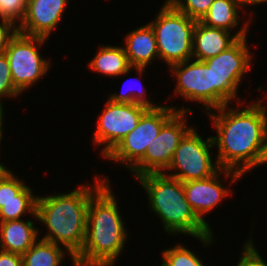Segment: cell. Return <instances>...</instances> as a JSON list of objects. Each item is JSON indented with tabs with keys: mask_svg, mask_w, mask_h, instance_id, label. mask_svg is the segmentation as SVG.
Returning <instances> with one entry per match:
<instances>
[{
	"mask_svg": "<svg viewBox=\"0 0 267 266\" xmlns=\"http://www.w3.org/2000/svg\"><path fill=\"white\" fill-rule=\"evenodd\" d=\"M262 100L250 101L251 105L242 110L226 104L214 109L217 114L212 110L207 112L217 132L212 138L214 146L218 147L215 160L221 169L242 176L254 169L267 127V107Z\"/></svg>",
	"mask_w": 267,
	"mask_h": 266,
	"instance_id": "obj_1",
	"label": "cell"
},
{
	"mask_svg": "<svg viewBox=\"0 0 267 266\" xmlns=\"http://www.w3.org/2000/svg\"><path fill=\"white\" fill-rule=\"evenodd\" d=\"M4 168H5V166H4L2 163H0V172H1Z\"/></svg>",
	"mask_w": 267,
	"mask_h": 266,
	"instance_id": "obj_34",
	"label": "cell"
},
{
	"mask_svg": "<svg viewBox=\"0 0 267 266\" xmlns=\"http://www.w3.org/2000/svg\"><path fill=\"white\" fill-rule=\"evenodd\" d=\"M238 7L242 10V7L244 8V6H254V5H258V4H264L267 2V0H233Z\"/></svg>",
	"mask_w": 267,
	"mask_h": 266,
	"instance_id": "obj_32",
	"label": "cell"
},
{
	"mask_svg": "<svg viewBox=\"0 0 267 266\" xmlns=\"http://www.w3.org/2000/svg\"><path fill=\"white\" fill-rule=\"evenodd\" d=\"M249 19L244 21L235 35L231 32L221 29L212 28L197 21L192 43V59L205 61L211 57L217 56L224 50L232 46L239 38L247 36L249 33Z\"/></svg>",
	"mask_w": 267,
	"mask_h": 266,
	"instance_id": "obj_15",
	"label": "cell"
},
{
	"mask_svg": "<svg viewBox=\"0 0 267 266\" xmlns=\"http://www.w3.org/2000/svg\"><path fill=\"white\" fill-rule=\"evenodd\" d=\"M95 184H81L77 189L63 194L38 196L36 203L37 220L48 228V233L41 239L65 248L72 264L76 266L75 257L81 252L87 225V210L91 196L106 182L95 176Z\"/></svg>",
	"mask_w": 267,
	"mask_h": 266,
	"instance_id": "obj_2",
	"label": "cell"
},
{
	"mask_svg": "<svg viewBox=\"0 0 267 266\" xmlns=\"http://www.w3.org/2000/svg\"><path fill=\"white\" fill-rule=\"evenodd\" d=\"M124 40L123 48L132 68H146L155 57L159 59L155 33L149 23L129 32Z\"/></svg>",
	"mask_w": 267,
	"mask_h": 266,
	"instance_id": "obj_16",
	"label": "cell"
},
{
	"mask_svg": "<svg viewBox=\"0 0 267 266\" xmlns=\"http://www.w3.org/2000/svg\"><path fill=\"white\" fill-rule=\"evenodd\" d=\"M22 93L14 86L9 62L5 53L0 54V104L2 98L18 97ZM6 97V98H5Z\"/></svg>",
	"mask_w": 267,
	"mask_h": 266,
	"instance_id": "obj_25",
	"label": "cell"
},
{
	"mask_svg": "<svg viewBox=\"0 0 267 266\" xmlns=\"http://www.w3.org/2000/svg\"><path fill=\"white\" fill-rule=\"evenodd\" d=\"M47 40L44 37L29 36L18 31L9 41L4 53L9 62L14 86L21 93L29 87L32 88V85L49 72L50 59L45 60L38 50Z\"/></svg>",
	"mask_w": 267,
	"mask_h": 266,
	"instance_id": "obj_9",
	"label": "cell"
},
{
	"mask_svg": "<svg viewBox=\"0 0 267 266\" xmlns=\"http://www.w3.org/2000/svg\"><path fill=\"white\" fill-rule=\"evenodd\" d=\"M68 0H28L18 31L25 35L48 37L63 18Z\"/></svg>",
	"mask_w": 267,
	"mask_h": 266,
	"instance_id": "obj_14",
	"label": "cell"
},
{
	"mask_svg": "<svg viewBox=\"0 0 267 266\" xmlns=\"http://www.w3.org/2000/svg\"><path fill=\"white\" fill-rule=\"evenodd\" d=\"M248 241V242H247ZM242 249L241 257L236 266H267V263L254 246L252 237L247 240Z\"/></svg>",
	"mask_w": 267,
	"mask_h": 266,
	"instance_id": "obj_28",
	"label": "cell"
},
{
	"mask_svg": "<svg viewBox=\"0 0 267 266\" xmlns=\"http://www.w3.org/2000/svg\"><path fill=\"white\" fill-rule=\"evenodd\" d=\"M2 4H3V0H0V7L2 6Z\"/></svg>",
	"mask_w": 267,
	"mask_h": 266,
	"instance_id": "obj_36",
	"label": "cell"
},
{
	"mask_svg": "<svg viewBox=\"0 0 267 266\" xmlns=\"http://www.w3.org/2000/svg\"><path fill=\"white\" fill-rule=\"evenodd\" d=\"M267 92V91H266ZM263 99L265 100V99H267V93L265 94V96H263Z\"/></svg>",
	"mask_w": 267,
	"mask_h": 266,
	"instance_id": "obj_35",
	"label": "cell"
},
{
	"mask_svg": "<svg viewBox=\"0 0 267 266\" xmlns=\"http://www.w3.org/2000/svg\"><path fill=\"white\" fill-rule=\"evenodd\" d=\"M27 185L6 167L0 172V209L9 201H19V193Z\"/></svg>",
	"mask_w": 267,
	"mask_h": 266,
	"instance_id": "obj_23",
	"label": "cell"
},
{
	"mask_svg": "<svg viewBox=\"0 0 267 266\" xmlns=\"http://www.w3.org/2000/svg\"><path fill=\"white\" fill-rule=\"evenodd\" d=\"M175 9L195 21H201L214 0H167Z\"/></svg>",
	"mask_w": 267,
	"mask_h": 266,
	"instance_id": "obj_24",
	"label": "cell"
},
{
	"mask_svg": "<svg viewBox=\"0 0 267 266\" xmlns=\"http://www.w3.org/2000/svg\"><path fill=\"white\" fill-rule=\"evenodd\" d=\"M38 232L31 219L0 222V250L23 255L38 240Z\"/></svg>",
	"mask_w": 267,
	"mask_h": 266,
	"instance_id": "obj_17",
	"label": "cell"
},
{
	"mask_svg": "<svg viewBox=\"0 0 267 266\" xmlns=\"http://www.w3.org/2000/svg\"><path fill=\"white\" fill-rule=\"evenodd\" d=\"M0 54L4 53L11 38L18 32L17 25L13 22L0 19Z\"/></svg>",
	"mask_w": 267,
	"mask_h": 266,
	"instance_id": "obj_29",
	"label": "cell"
},
{
	"mask_svg": "<svg viewBox=\"0 0 267 266\" xmlns=\"http://www.w3.org/2000/svg\"><path fill=\"white\" fill-rule=\"evenodd\" d=\"M95 57L89 62V67L96 73L103 76L118 77L127 75L132 70H136L142 76L145 68H132L128 62L123 46H99Z\"/></svg>",
	"mask_w": 267,
	"mask_h": 266,
	"instance_id": "obj_18",
	"label": "cell"
},
{
	"mask_svg": "<svg viewBox=\"0 0 267 266\" xmlns=\"http://www.w3.org/2000/svg\"><path fill=\"white\" fill-rule=\"evenodd\" d=\"M266 163H267V127L263 134L259 155H258L256 164L254 165V168L255 167L257 168L259 165H262V164L264 165Z\"/></svg>",
	"mask_w": 267,
	"mask_h": 266,
	"instance_id": "obj_31",
	"label": "cell"
},
{
	"mask_svg": "<svg viewBox=\"0 0 267 266\" xmlns=\"http://www.w3.org/2000/svg\"><path fill=\"white\" fill-rule=\"evenodd\" d=\"M247 37L239 38L228 49L203 61L212 68L214 109L231 104L232 100L240 98L237 97L240 81H243L245 73L250 72L253 62V53L250 52Z\"/></svg>",
	"mask_w": 267,
	"mask_h": 266,
	"instance_id": "obj_6",
	"label": "cell"
},
{
	"mask_svg": "<svg viewBox=\"0 0 267 266\" xmlns=\"http://www.w3.org/2000/svg\"><path fill=\"white\" fill-rule=\"evenodd\" d=\"M169 69L177 81L175 95H181L187 101L203 104L207 112L214 109L212 68L203 61L190 59L174 64Z\"/></svg>",
	"mask_w": 267,
	"mask_h": 266,
	"instance_id": "obj_12",
	"label": "cell"
},
{
	"mask_svg": "<svg viewBox=\"0 0 267 266\" xmlns=\"http://www.w3.org/2000/svg\"><path fill=\"white\" fill-rule=\"evenodd\" d=\"M65 248L50 241L38 239L23 255V266H60Z\"/></svg>",
	"mask_w": 267,
	"mask_h": 266,
	"instance_id": "obj_20",
	"label": "cell"
},
{
	"mask_svg": "<svg viewBox=\"0 0 267 266\" xmlns=\"http://www.w3.org/2000/svg\"><path fill=\"white\" fill-rule=\"evenodd\" d=\"M4 110H3V106L2 103L0 104V144L3 138V122H4Z\"/></svg>",
	"mask_w": 267,
	"mask_h": 266,
	"instance_id": "obj_33",
	"label": "cell"
},
{
	"mask_svg": "<svg viewBox=\"0 0 267 266\" xmlns=\"http://www.w3.org/2000/svg\"><path fill=\"white\" fill-rule=\"evenodd\" d=\"M239 9L233 0H214L200 22L208 27L221 28L230 32L239 25Z\"/></svg>",
	"mask_w": 267,
	"mask_h": 266,
	"instance_id": "obj_19",
	"label": "cell"
},
{
	"mask_svg": "<svg viewBox=\"0 0 267 266\" xmlns=\"http://www.w3.org/2000/svg\"><path fill=\"white\" fill-rule=\"evenodd\" d=\"M213 146L212 136L204 140L192 127L181 139L174 152L167 170L172 173L165 172V174L181 182L205 179L214 175L220 167L217 161H212L210 149Z\"/></svg>",
	"mask_w": 267,
	"mask_h": 266,
	"instance_id": "obj_8",
	"label": "cell"
},
{
	"mask_svg": "<svg viewBox=\"0 0 267 266\" xmlns=\"http://www.w3.org/2000/svg\"><path fill=\"white\" fill-rule=\"evenodd\" d=\"M136 179L147 194L149 209L159 216L165 232L195 237L205 248L213 244L214 232L191 209L183 182L165 173H149Z\"/></svg>",
	"mask_w": 267,
	"mask_h": 266,
	"instance_id": "obj_4",
	"label": "cell"
},
{
	"mask_svg": "<svg viewBox=\"0 0 267 266\" xmlns=\"http://www.w3.org/2000/svg\"><path fill=\"white\" fill-rule=\"evenodd\" d=\"M106 181L89 200L86 237L76 266H113L127 243V229Z\"/></svg>",
	"mask_w": 267,
	"mask_h": 266,
	"instance_id": "obj_3",
	"label": "cell"
},
{
	"mask_svg": "<svg viewBox=\"0 0 267 266\" xmlns=\"http://www.w3.org/2000/svg\"><path fill=\"white\" fill-rule=\"evenodd\" d=\"M106 101L105 108L98 115L97 129L92 135L95 146L103 145V158L136 128L142 115L149 109L137 103H115L109 99Z\"/></svg>",
	"mask_w": 267,
	"mask_h": 266,
	"instance_id": "obj_11",
	"label": "cell"
},
{
	"mask_svg": "<svg viewBox=\"0 0 267 266\" xmlns=\"http://www.w3.org/2000/svg\"><path fill=\"white\" fill-rule=\"evenodd\" d=\"M197 21L175 9L167 0L156 18L149 22L158 48L159 59L168 68L192 59L193 34Z\"/></svg>",
	"mask_w": 267,
	"mask_h": 266,
	"instance_id": "obj_5",
	"label": "cell"
},
{
	"mask_svg": "<svg viewBox=\"0 0 267 266\" xmlns=\"http://www.w3.org/2000/svg\"><path fill=\"white\" fill-rule=\"evenodd\" d=\"M141 87L142 88H139V91L137 90V92H135L136 90L132 91V89L128 88L129 90L127 92L122 91L120 92V94L110 93V97H108V99L115 103H129V104L137 103V104L144 105L148 108H158L159 106L157 104L152 103V101L150 100V97L149 98L147 97L146 95L147 92H145V90L143 89V86Z\"/></svg>",
	"mask_w": 267,
	"mask_h": 266,
	"instance_id": "obj_26",
	"label": "cell"
},
{
	"mask_svg": "<svg viewBox=\"0 0 267 266\" xmlns=\"http://www.w3.org/2000/svg\"><path fill=\"white\" fill-rule=\"evenodd\" d=\"M177 111L192 113L189 107L177 109L176 106L159 105L158 108H149L140 118L136 128L127 134L105 159L121 163L130 170L145 155L162 126Z\"/></svg>",
	"mask_w": 267,
	"mask_h": 266,
	"instance_id": "obj_7",
	"label": "cell"
},
{
	"mask_svg": "<svg viewBox=\"0 0 267 266\" xmlns=\"http://www.w3.org/2000/svg\"><path fill=\"white\" fill-rule=\"evenodd\" d=\"M190 249L185 245L178 244L162 252V261L160 266H205Z\"/></svg>",
	"mask_w": 267,
	"mask_h": 266,
	"instance_id": "obj_22",
	"label": "cell"
},
{
	"mask_svg": "<svg viewBox=\"0 0 267 266\" xmlns=\"http://www.w3.org/2000/svg\"><path fill=\"white\" fill-rule=\"evenodd\" d=\"M37 198L38 196L33 195L31 187L27 185L19 193V201H9L2 204L0 222L22 219L28 213L36 220Z\"/></svg>",
	"mask_w": 267,
	"mask_h": 266,
	"instance_id": "obj_21",
	"label": "cell"
},
{
	"mask_svg": "<svg viewBox=\"0 0 267 266\" xmlns=\"http://www.w3.org/2000/svg\"><path fill=\"white\" fill-rule=\"evenodd\" d=\"M220 175H224L226 179L230 178L232 184L236 183L240 177L243 178L238 172L220 168L208 178L183 182L185 197L191 209L209 228L210 225L204 216L215 209L232 191L223 186Z\"/></svg>",
	"mask_w": 267,
	"mask_h": 266,
	"instance_id": "obj_13",
	"label": "cell"
},
{
	"mask_svg": "<svg viewBox=\"0 0 267 266\" xmlns=\"http://www.w3.org/2000/svg\"><path fill=\"white\" fill-rule=\"evenodd\" d=\"M187 111H177L161 128L145 155L129 170L135 178L149 173L167 172L174 152L184 135L193 127L187 125ZM164 171V172H163Z\"/></svg>",
	"mask_w": 267,
	"mask_h": 266,
	"instance_id": "obj_10",
	"label": "cell"
},
{
	"mask_svg": "<svg viewBox=\"0 0 267 266\" xmlns=\"http://www.w3.org/2000/svg\"><path fill=\"white\" fill-rule=\"evenodd\" d=\"M26 0H3L0 7V19H5L18 25L22 22L26 12ZM17 21V22H16Z\"/></svg>",
	"mask_w": 267,
	"mask_h": 266,
	"instance_id": "obj_27",
	"label": "cell"
},
{
	"mask_svg": "<svg viewBox=\"0 0 267 266\" xmlns=\"http://www.w3.org/2000/svg\"><path fill=\"white\" fill-rule=\"evenodd\" d=\"M0 266H23L22 255L0 250Z\"/></svg>",
	"mask_w": 267,
	"mask_h": 266,
	"instance_id": "obj_30",
	"label": "cell"
}]
</instances>
